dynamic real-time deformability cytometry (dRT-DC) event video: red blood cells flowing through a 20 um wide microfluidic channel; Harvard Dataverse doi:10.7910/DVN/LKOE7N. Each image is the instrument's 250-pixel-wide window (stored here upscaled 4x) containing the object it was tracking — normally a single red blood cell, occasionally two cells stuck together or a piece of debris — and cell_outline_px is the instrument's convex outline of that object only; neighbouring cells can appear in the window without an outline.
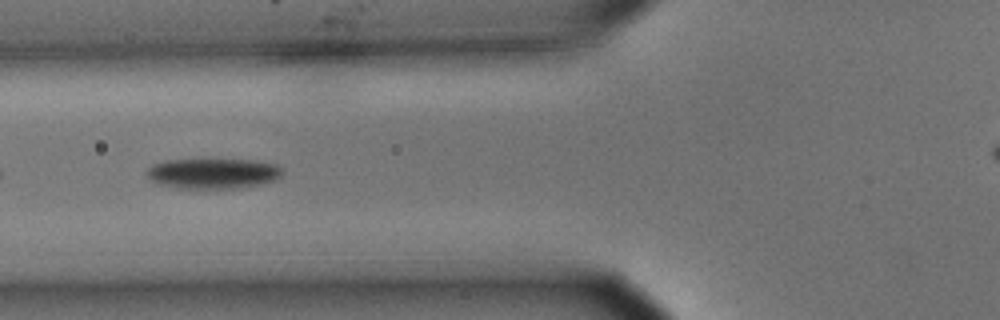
{"species": "common noctule bat (a hibernating species)", "species_latin": "Nyctalus noctula", "temperature_condition": "cold", "stored_images_in_passage": 8, "camera_frame_rate_fps": 3000, "um_per_image_px": 0.085, "animal": {"sex": "male", "body_mass_g": 15.6}, "frame": {"image": 1, "passage_image": 7, "time_ms": 2.0, "image_size_px": [1000, 320], "cell_outline_px": [[284, 172], [276, 180], [260, 184], [236, 188], [176, 188], [156, 184], [144, 172], [152, 164], [164, 160], [256, 160], [276, 164]], "centroid_in_image_um": [18.08, 14.74], "position_along_channel_um": 107.7, "area_um2": 24.04}}
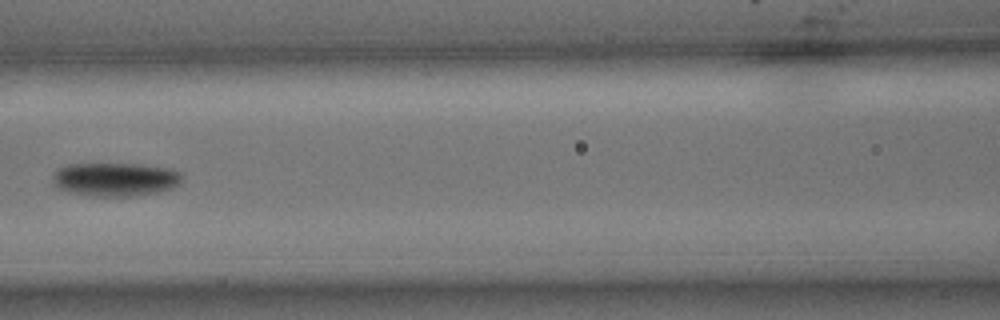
{"frame": {"image": 2, "passage_image": 8, "time_ms": 2.333, "image_size_px": [1000, 320], "cell_outline_px": [[180, 184], [172, 188], [160, 192], [132, 196], [88, 196], [68, 192], [60, 188], [52, 180], [52, 176], [56, 168], [68, 164], [140, 164], [168, 168], [180, 172]], "centroid_in_image_um": [9.77, 15.24], "position_along_channel_um": 156.8, "area_um2": 25.43}}